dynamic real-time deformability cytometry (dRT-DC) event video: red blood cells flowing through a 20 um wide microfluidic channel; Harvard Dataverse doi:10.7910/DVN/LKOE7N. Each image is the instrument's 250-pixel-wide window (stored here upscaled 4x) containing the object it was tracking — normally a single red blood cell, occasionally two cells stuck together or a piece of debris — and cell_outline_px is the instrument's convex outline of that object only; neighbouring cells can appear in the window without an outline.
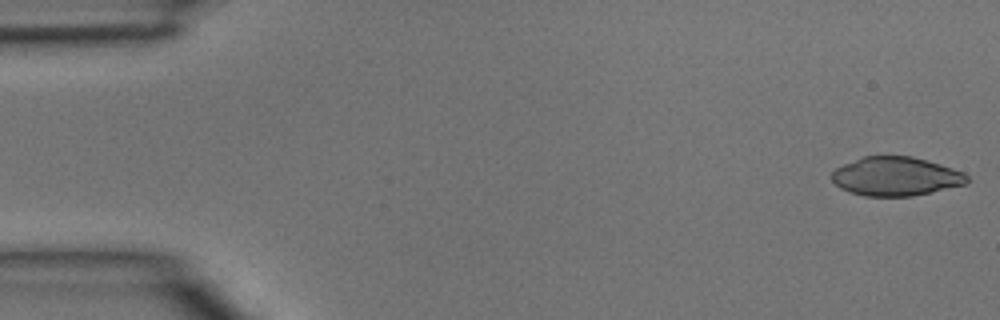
{"species": "common noctule bat (a hibernating species)", "species_latin": "Nyctalus noctula", "temperature_condition": "room temperature", "stored_images_in_passage": 42, "camera_frame_rate_fps": 3000, "um_per_image_px": 0.085, "animal": {"sex": "male", "body_mass_g": 15.6}, "frame": {"image": 1, "passage_image": 1, "time_ms": 0.0, "image_size_px": [1000, 320], "cell_outline_px": [[968, 184], [912, 196], [864, 196], [848, 192], [840, 188], [832, 180], [832, 172], [836, 168], [844, 164], [864, 156], [912, 156], [940, 164], [964, 172], [968, 176]], "centroid_in_image_um": [76.15, 15.0], "position_along_channel_um": 8.8, "area_um2": 30.63}}